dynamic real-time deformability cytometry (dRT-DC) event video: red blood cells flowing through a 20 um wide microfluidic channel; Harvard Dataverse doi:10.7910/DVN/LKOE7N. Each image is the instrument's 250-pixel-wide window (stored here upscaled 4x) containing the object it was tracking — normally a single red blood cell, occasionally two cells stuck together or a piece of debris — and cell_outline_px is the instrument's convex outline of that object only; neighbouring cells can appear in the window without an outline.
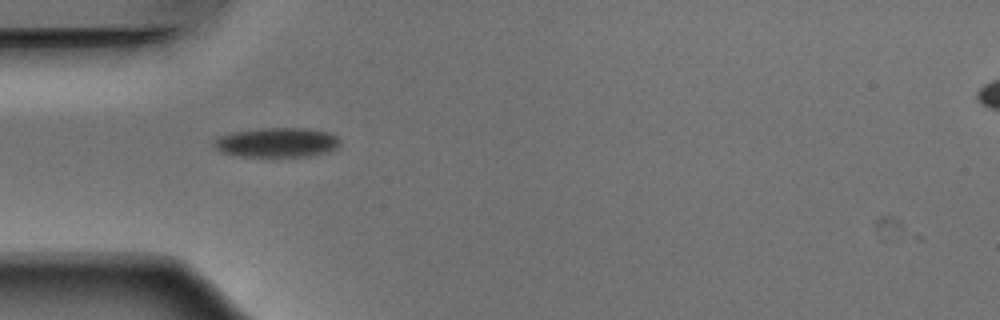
{"species": "Egyptian fruit bat (a non-hibernating species)", "species_latin": "Rousettus aegyptiacus", "temperature_condition": "warm", "stored_images_in_passage": 37, "camera_frame_rate_fps": 3000, "um_per_image_px": 0.085, "animal": {"sex": "male"}, "frame": {"image": 1, "passage_image": 1, "time_ms": 0.0, "image_size_px": [1000, 320], "cell_outline_px": [[340, 144], [336, 148], [324, 152], [308, 156], [232, 156], [220, 152], [212, 144], [216, 136], [232, 132], [260, 128], [308, 128], [328, 132], [336, 136], [340, 140]], "centroid_in_image_um": [23.47, 12.1], "position_along_channel_um": 61.5, "area_um2": 21.85}}
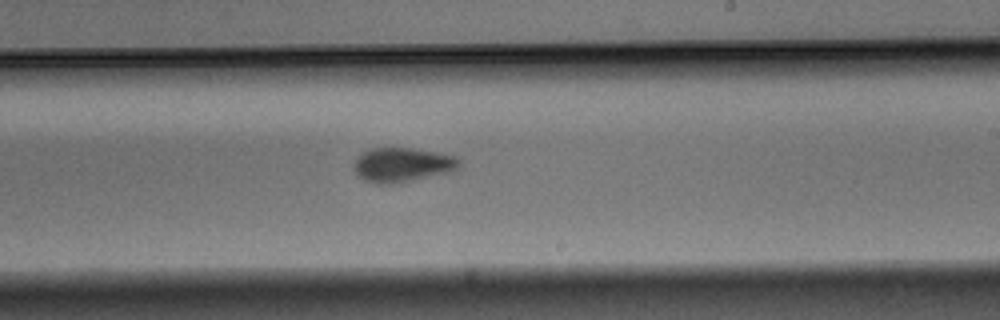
{"frame": {"image": 2, "passage_image": 16, "time_ms": 5.0, "image_size_px": [1000, 320], "cell_outline_px": [[460, 164], [456, 168], [448, 172], [412, 180], [392, 184], [376, 184], [364, 180], [352, 168], [352, 164], [356, 156], [360, 152], [372, 148], [412, 148], [436, 152], [456, 156], [460, 160]], "centroid_in_image_um": [34.13, 14.0], "position_along_channel_um": 254.9, "area_um2": 21.15}}
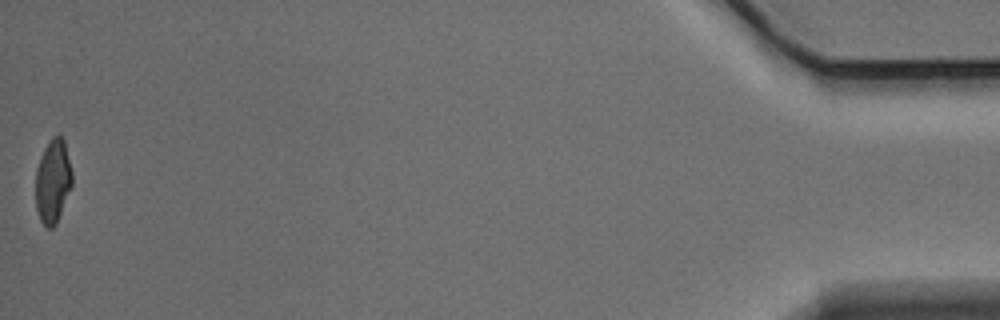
{"frame": {"image": 3, "passage_image": 37, "time_ms": 12.0, "image_size_px": [1000, 320], "cell_outline_px": [[72, 184], [56, 224], [52, 228], [48, 228], [40, 220], [36, 208], [36, 168], [40, 156], [44, 148], [52, 136], [60, 132], [64, 140], [72, 172]], "centroid_in_image_um": [4.49, 15.35], "position_along_channel_um": 430.7, "area_um2": 17.86}, "authors_computed_cell_mechanics": {"area_um2": 20.4034, "velocity_mm_per_s": 3.8966, "shape_relaxation_time_tau1_ms": 4.5809, "shape_relaxation_time_tau2_ms": 2.7897, "deformation_change_tau1": 0.1466, "deformation_change_tau2": 0.0824}}